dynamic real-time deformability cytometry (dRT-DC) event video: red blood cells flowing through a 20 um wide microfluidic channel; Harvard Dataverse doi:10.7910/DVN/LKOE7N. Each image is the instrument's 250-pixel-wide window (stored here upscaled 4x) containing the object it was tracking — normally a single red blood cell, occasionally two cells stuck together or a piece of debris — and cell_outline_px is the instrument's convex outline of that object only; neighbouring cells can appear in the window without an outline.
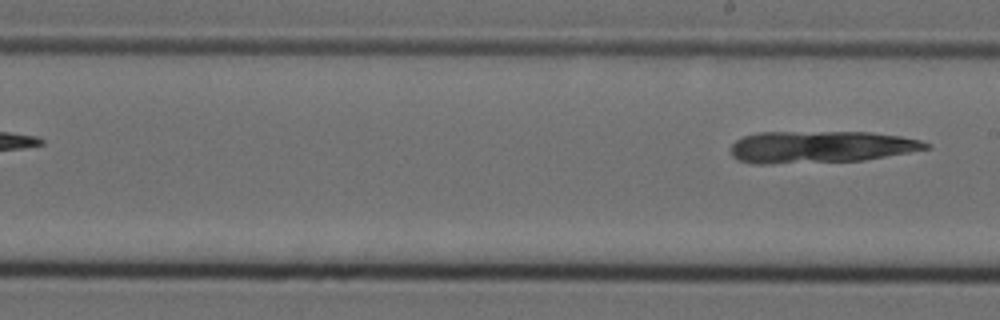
{"species": "Egyptian fruit bat (a non-hibernating species)", "species_latin": "Rousettus aegyptiacus", "temperature_condition": "cold", "stored_images_in_passage": 6, "segment_of_instrument_passage": [2, 2], "camera_frame_rate_fps": 3000, "um_per_image_px": 0.085, "animal": {"sex": "female"}, "frame": {"image": 1, "passage_image": 6, "time_ms": 1.667, "image_size_px": [1000, 320], "cell_outline_px": [[932, 148], [864, 160], [772, 164], [752, 164], [736, 160], [732, 156], [728, 148], [736, 140], [744, 136], [756, 132], [872, 132], [900, 136], [920, 140], [932, 144]], "centroid_in_image_um": [69.71, 12.49], "position_along_channel_um": 219.3, "area_um2": 36.82}}